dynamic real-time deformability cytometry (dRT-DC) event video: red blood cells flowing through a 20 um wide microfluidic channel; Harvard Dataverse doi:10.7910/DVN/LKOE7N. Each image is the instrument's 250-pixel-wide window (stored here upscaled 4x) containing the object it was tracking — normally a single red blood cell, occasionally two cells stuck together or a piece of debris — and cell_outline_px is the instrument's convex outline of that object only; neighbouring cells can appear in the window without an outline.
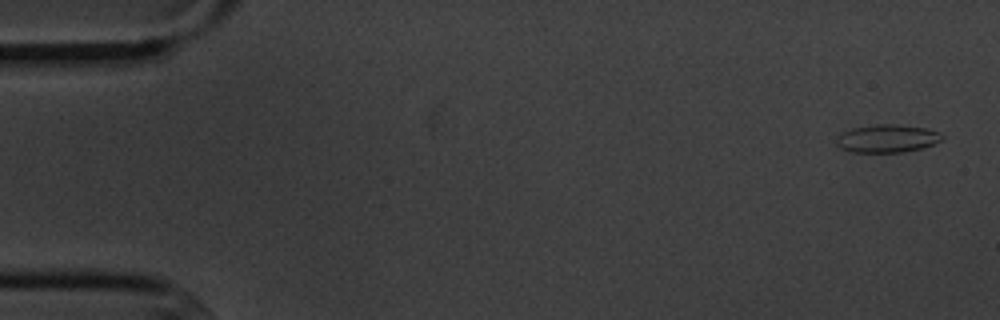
{"species": "common noctule bat (a hibernating species)", "species_latin": "Nyctalus noctula", "temperature_condition": "cold", "stored_images_in_passage": 6, "camera_frame_rate_fps": 3000, "um_per_image_px": 0.085, "animal": {"sex": "male", "body_mass_g": 20.1, "forearm_length_mm": 53.5}, "frame": {"image": 1, "passage_image": 1, "time_ms": 0.0, "image_size_px": [1000, 320], "cell_outline_px": [[944, 140], [920, 148], [904, 152], [848, 152], [840, 148], [836, 144], [836, 136], [852, 128], [876, 124], [892, 124], [924, 128], [940, 132], [944, 136]], "centroid_in_image_um": [75.39, 11.78], "position_along_channel_um": 9.6, "area_um2": 17.22}}
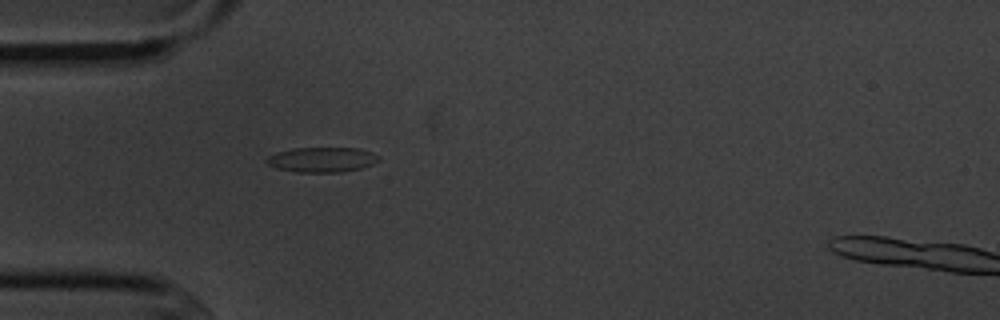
{"frame": {"image": 2, "passage_image": 5, "time_ms": 4.667, "image_size_px": [1000, 320], "cell_outline_px": [[380, 160], [372, 164], [360, 168], [344, 172], [296, 172], [276, 168], [268, 164], [264, 160], [268, 156], [276, 152], [292, 148], [360, 148], [372, 152], [380, 156]], "centroid_in_image_um": [27.37, 13.57], "position_along_channel_um": 57.6, "area_um2": 16.47}}